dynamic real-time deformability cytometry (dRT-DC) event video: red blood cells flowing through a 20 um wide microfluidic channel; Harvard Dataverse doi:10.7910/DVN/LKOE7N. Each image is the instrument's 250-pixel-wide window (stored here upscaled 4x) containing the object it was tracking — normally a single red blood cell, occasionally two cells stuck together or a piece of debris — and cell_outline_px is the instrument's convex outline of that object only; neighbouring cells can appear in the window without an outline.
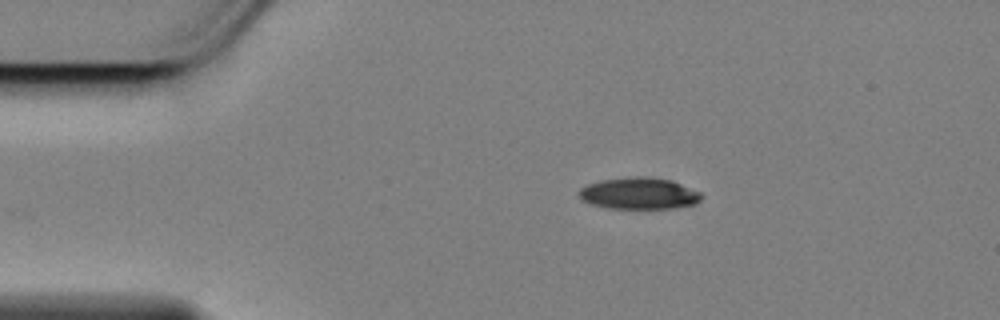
{"species": "Egyptian fruit bat (a non-hibernating species)", "species_latin": "Rousettus aegyptiacus", "temperature_condition": "cold", "stored_images_in_passage": 41, "camera_frame_rate_fps": 3000, "um_per_image_px": 0.085, "animal": {"sex": "female"}, "frame": {"image": 1, "passage_image": 1, "time_ms": 0.0, "image_size_px": [1000, 320], "cell_outline_px": [[704, 196], [696, 204], [676, 208], [608, 208], [588, 204], [580, 200], [576, 192], [580, 188], [588, 184], [600, 180], [636, 176], [644, 176], [672, 180], [700, 192]], "centroid_in_image_um": [54.28, 16.44], "position_along_channel_um": 30.7, "area_um2": 22.89}}
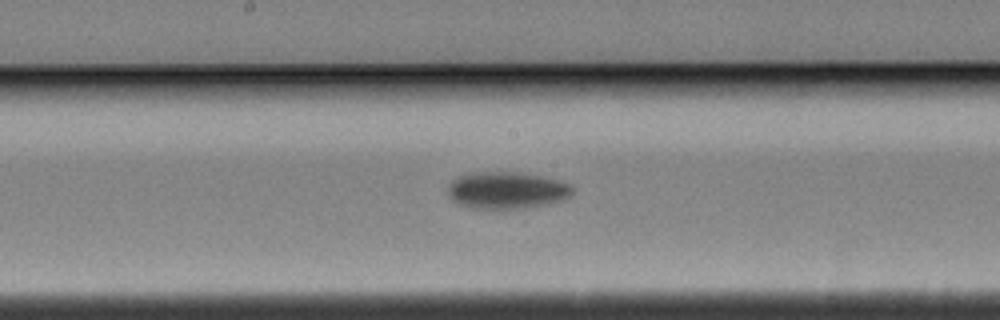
{"frame": {"image": 2, "passage_image": 20, "time_ms": 6.333, "image_size_px": [1000, 320], "cell_outline_px": [[572, 192], [564, 200], [548, 204], [528, 208], [468, 208], [452, 200], [448, 196], [448, 184], [452, 180], [460, 176], [480, 172], [512, 172], [540, 176], [568, 184], [572, 188]], "centroid_in_image_um": [43.03, 16.19], "position_along_channel_um": 205.2, "area_um2": 26.47}}
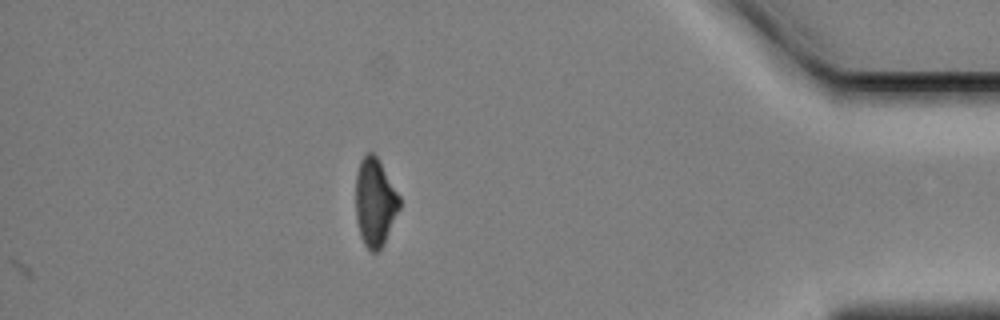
{"frame": {"image": 3, "passage_image": 41, "time_ms": 13.333, "image_size_px": [1000, 320], "cell_outline_px": [[400, 208], [384, 244], [376, 252], [372, 252], [364, 244], [360, 236], [356, 220], [356, 172], [360, 160], [368, 152], [372, 152], [376, 156], [400, 196]], "centroid_in_image_um": [31.87, 17.21], "position_along_channel_um": 403.3, "area_um2": 22.43}, "authors_computed_cell_mechanics": {"area_um2": 24.6806, "velocity_mm_per_s": 3.4501, "shape_relaxation_time_tau1_ms": 2.3488, "shape_relaxation_time_tau2_ms": null, "deformation_change_tau1": 0.1209, "deformation_change_tau2": null}}